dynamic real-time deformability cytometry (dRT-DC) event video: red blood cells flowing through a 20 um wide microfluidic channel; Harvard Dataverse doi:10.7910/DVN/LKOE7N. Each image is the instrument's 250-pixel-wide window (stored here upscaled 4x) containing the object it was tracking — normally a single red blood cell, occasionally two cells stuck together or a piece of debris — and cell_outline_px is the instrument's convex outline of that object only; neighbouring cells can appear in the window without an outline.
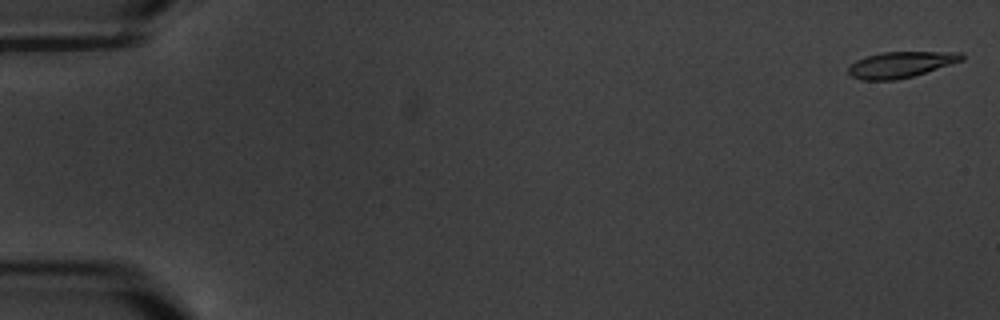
{"species": "common noctule bat (a hibernating species)", "species_latin": "Nyctalus noctula", "temperature_condition": "warm", "stored_images_in_passage": 6, "camera_frame_rate_fps": 3000, "um_per_image_px": 0.085, "animal": {"sex": "male", "body_mass_g": 20.1, "forearm_length_mm": 53.5}, "frame": {"image": 1, "passage_image": 1, "time_ms": 0.0, "image_size_px": [1000, 320], "cell_outline_px": [[964, 60], [912, 76], [896, 80], [860, 80], [852, 76], [848, 72], [848, 68], [856, 60], [880, 52], [960, 52], [964, 56]], "centroid_in_image_um": [76.55, 5.49], "position_along_channel_um": 8.4, "area_um2": 16.99}}
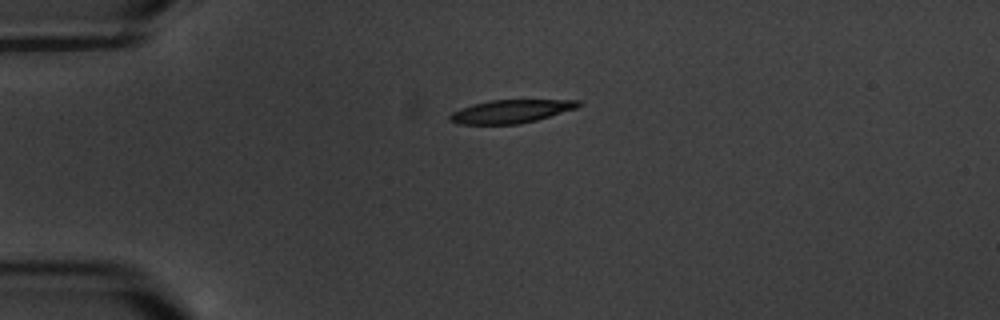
{"frame": {"image": 2, "passage_image": 5, "time_ms": 4.667, "image_size_px": [1000, 320], "cell_outline_px": [[584, 104], [576, 108], [536, 120], [520, 124], [456, 124], [448, 120], [448, 116], [452, 112], [460, 108], [472, 104], [492, 100], [580, 100]], "centroid_in_image_um": [43.4, 9.47], "position_along_channel_um": 41.6, "area_um2": 17.46}}